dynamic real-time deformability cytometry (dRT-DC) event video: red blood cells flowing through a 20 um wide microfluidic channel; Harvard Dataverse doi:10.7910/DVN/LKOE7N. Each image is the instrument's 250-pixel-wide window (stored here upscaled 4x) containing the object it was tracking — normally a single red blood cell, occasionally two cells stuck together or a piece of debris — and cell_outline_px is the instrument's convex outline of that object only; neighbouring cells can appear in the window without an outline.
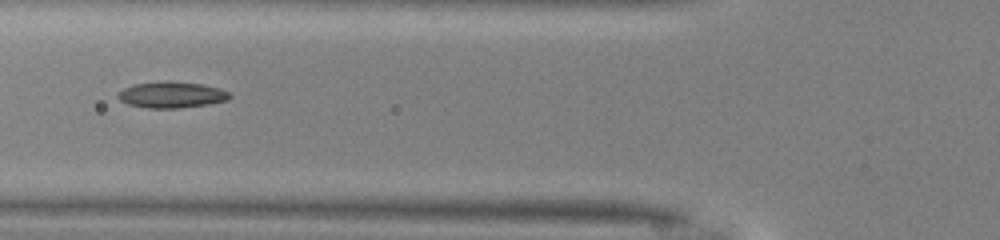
{"species": "common noctule bat (a hibernating species)", "species_latin": "Nyctalus noctula", "temperature_condition": "warm", "stored_images_in_passage": 50, "camera_frame_rate_fps": 3000, "um_per_image_px": 0.085, "animal": {"sex": "male", "body_mass_g": 13.0, "forearm_length_mm": 53.1}, "frame": {"image": 1, "passage_image": 18, "time_ms": 5.667, "image_size_px": [1000, 240], "cell_outline_px": [[232, 96], [228, 100], [208, 104], [180, 108], [148, 108], [128, 104], [120, 100], [116, 96], [124, 88], [136, 84], [164, 80], [172, 80], [204, 84], [220, 88], [232, 92]], "centroid_in_image_um": [14.65, 8.04], "position_along_channel_um": 111.2, "area_um2": 17.34}}
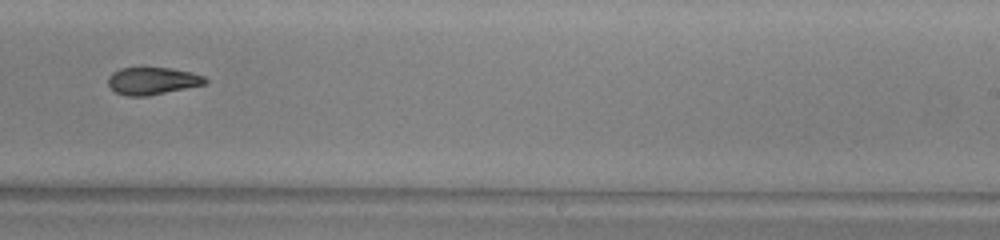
{"frame": {"image": 2, "passage_image": 30, "time_ms": 9.667, "image_size_px": [1000, 240], "cell_outline_px": [[208, 80], [204, 84], [148, 96], [128, 96], [116, 92], [108, 84], [108, 76], [112, 72], [120, 68], [140, 64], [144, 64], [172, 68], [192, 72], [204, 76]], "centroid_in_image_um": [12.91, 6.81], "position_along_channel_um": 276.1, "area_um2": 16.18}}
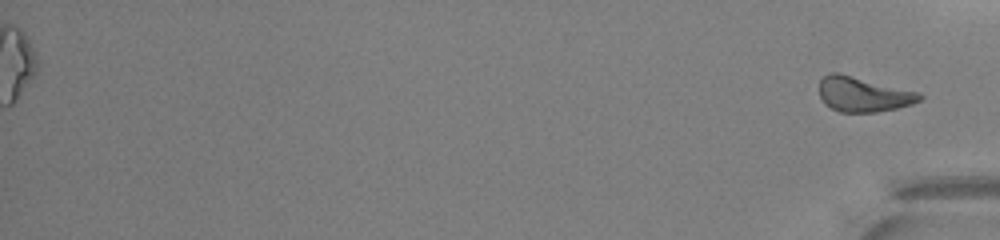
{"frame": {"image": 3, "passage_image": 50, "time_ms": 16.333, "image_size_px": [1000, 240], "cell_outline_px": [[924, 96], [920, 100], [912, 104], [896, 108], [876, 112], [840, 112], [824, 104], [820, 96], [820, 80], [828, 72], [840, 72], [920, 92]], "centroid_in_image_um": [73.38, 8.0], "position_along_channel_um": 361.8, "area_um2": 20.63}, "authors_computed_cell_mechanics": {"area_um2": 16.9065, "velocity_mm_per_s": 4.1322, "shape_relaxation_time_tau1_ms": 6.2921, "shape_relaxation_time_tau2_ms": 4.3163, "deformation_change_tau1": 0.1553, "deformation_change_tau2": 0.1107}}